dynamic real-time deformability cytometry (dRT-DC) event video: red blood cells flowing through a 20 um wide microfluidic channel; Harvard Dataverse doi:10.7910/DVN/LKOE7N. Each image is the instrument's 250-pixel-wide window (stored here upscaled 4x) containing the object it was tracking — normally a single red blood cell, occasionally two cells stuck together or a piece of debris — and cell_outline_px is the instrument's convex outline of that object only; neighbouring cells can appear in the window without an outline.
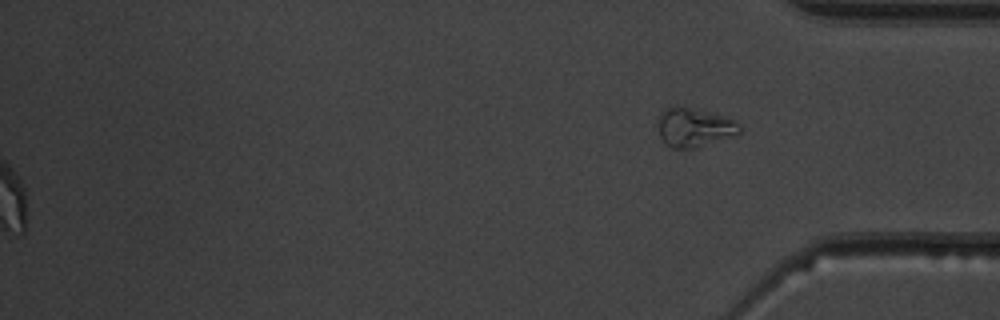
{"species": "common noctule bat (a hibernating species)", "species_latin": "Nyctalus noctula", "temperature_condition": "warm", "stored_images_in_passage": 52, "segment_of_instrument_passage": [2, 2], "camera_frame_rate_fps": 3000, "um_per_image_px": 0.085, "animal": {"sex": "male", "body_mass_g": 19.5, "forearm_length_mm": 54.6}, "frame": {"image": 1, "passage_image": 52, "time_ms": 17.0, "image_size_px": [1000, 320], "cell_outline_px": [[740, 132], [692, 148], [672, 148], [664, 144], [660, 136], [660, 112], [668, 104], [684, 104], [712, 112], [736, 120], [740, 124]], "centroid_in_image_um": [58.95, 10.74], "position_along_channel_um": 376.2, "area_um2": 18.67}}